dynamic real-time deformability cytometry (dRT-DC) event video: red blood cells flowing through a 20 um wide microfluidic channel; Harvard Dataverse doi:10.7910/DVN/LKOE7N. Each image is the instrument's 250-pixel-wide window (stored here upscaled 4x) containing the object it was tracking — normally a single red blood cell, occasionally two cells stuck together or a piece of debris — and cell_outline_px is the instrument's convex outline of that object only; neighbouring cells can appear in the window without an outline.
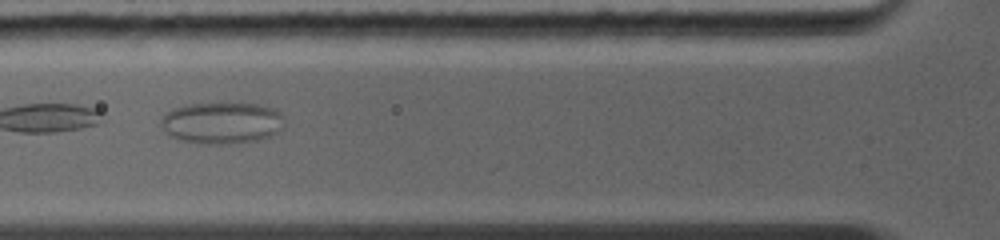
{"species": "common noctule bat (a hibernating species)", "species_latin": "Nyctalus noctula", "temperature_condition": "warm", "stored_images_in_passage": 5, "camera_frame_rate_fps": 5000, "um_per_image_px": 0.085, "animal": {"sex": "female", "body_mass_g": 19.0, "forearm_length_mm": 56.7}, "frame": {"image": 1, "passage_image": 3, "time_ms": 1.4, "image_size_px": [1000, 240], "cell_outline_px": [[284, 124], [272, 136], [256, 140], [220, 144], [212, 144], [180, 140], [172, 136], [160, 124], [160, 120], [172, 108], [188, 104], [260, 104], [276, 108], [284, 116]], "centroid_in_image_um": [18.9, 10.43], "position_along_channel_um": 106.9, "area_um2": 29.59}}